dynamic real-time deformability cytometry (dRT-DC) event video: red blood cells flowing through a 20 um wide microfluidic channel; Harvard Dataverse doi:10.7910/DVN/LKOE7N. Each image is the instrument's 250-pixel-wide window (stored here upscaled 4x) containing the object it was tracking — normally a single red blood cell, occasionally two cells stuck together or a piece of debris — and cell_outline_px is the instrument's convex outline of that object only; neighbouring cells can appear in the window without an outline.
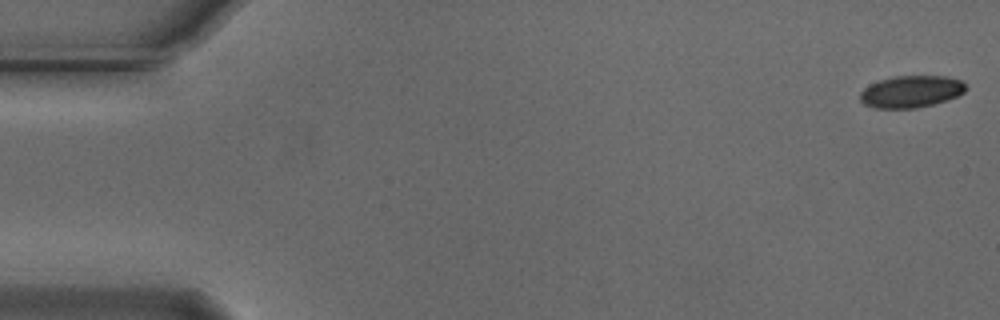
{"species": "Egyptian fruit bat (a non-hibernating species)", "species_latin": "Rousettus aegyptiacus", "temperature_condition": "cold", "stored_images_in_passage": 10, "camera_frame_rate_fps": 3000, "um_per_image_px": 0.085, "animal": {"sex": "male"}, "frame": {"image": 1, "passage_image": 1, "time_ms": 0.0, "image_size_px": [1000, 320], "cell_outline_px": [[968, 88], [964, 92], [956, 96], [932, 104], [916, 108], [876, 108], [864, 104], [860, 100], [860, 92], [864, 88], [880, 80], [892, 76], [948, 76], [960, 80], [968, 84]], "centroid_in_image_um": [77.46, 7.77], "position_along_channel_um": 7.5, "area_um2": 19.65}}